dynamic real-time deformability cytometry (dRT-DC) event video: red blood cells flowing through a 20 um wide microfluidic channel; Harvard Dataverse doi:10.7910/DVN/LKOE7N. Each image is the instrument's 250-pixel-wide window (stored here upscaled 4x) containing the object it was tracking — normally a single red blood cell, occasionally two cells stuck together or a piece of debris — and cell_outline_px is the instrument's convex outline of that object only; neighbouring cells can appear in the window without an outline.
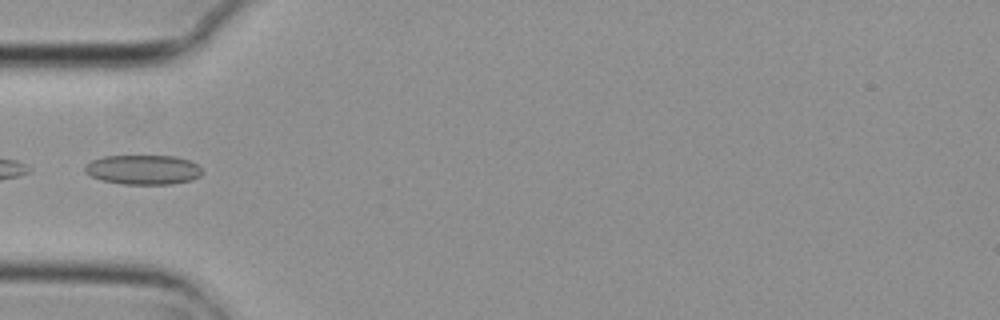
{"species": "common noctule bat (a hibernating species)", "species_latin": "Nyctalus noctula", "temperature_condition": "cold", "stored_images_in_passage": 6, "camera_frame_rate_fps": 3000, "um_per_image_px": 0.085, "animal": {"sex": "female", "body_mass_g": 29.2, "forearm_length_mm": 56.3}, "frame": {"image": 1, "passage_image": 6, "time_ms": 1.667, "image_size_px": [1000, 320], "cell_outline_px": [[204, 172], [200, 176], [192, 180], [172, 184], [124, 184], [100, 180], [84, 172], [84, 164], [92, 160], [104, 156], [176, 156], [188, 160], [196, 164]], "centroid_in_image_um": [12.16, 14.42], "position_along_channel_um": 72.8, "area_um2": 20.35}}